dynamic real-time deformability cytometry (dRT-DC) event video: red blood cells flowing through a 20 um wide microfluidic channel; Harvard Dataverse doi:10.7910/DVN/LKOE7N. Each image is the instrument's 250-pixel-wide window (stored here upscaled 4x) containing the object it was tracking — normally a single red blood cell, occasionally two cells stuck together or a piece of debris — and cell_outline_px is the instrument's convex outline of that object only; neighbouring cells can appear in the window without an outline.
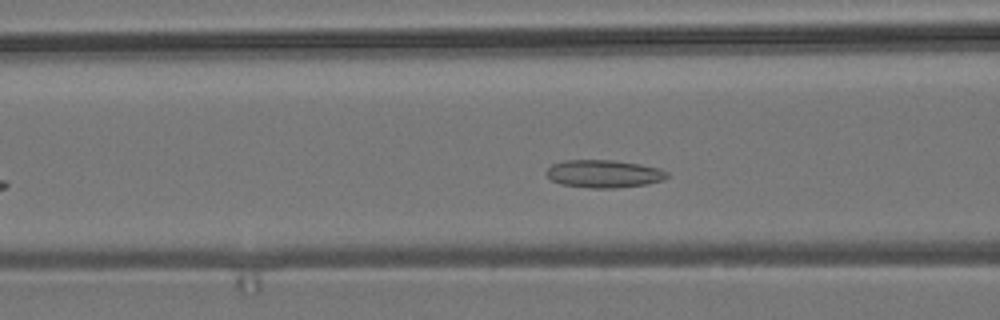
{"species": "common noctule bat (a hibernating species)", "species_latin": "Nyctalus noctula", "temperature_condition": "room temperature", "stored_images_in_passage": 41, "camera_frame_rate_fps": 3000, "um_per_image_px": 0.085, "animal": {"sex": "male", "body_mass_g": 19.2, "forearm_length_mm": 51.8}, "frame": {"image": 1, "passage_image": 16, "time_ms": 5.0, "image_size_px": [1000, 320], "cell_outline_px": [[668, 176], [664, 180], [648, 184], [616, 188], [592, 188], [560, 184], [552, 180], [548, 176], [548, 168], [552, 164], [564, 160], [616, 160], [640, 164], [660, 168], [668, 172]], "centroid_in_image_um": [51.37, 14.77], "position_along_channel_um": 115.2, "area_um2": 19.59}}
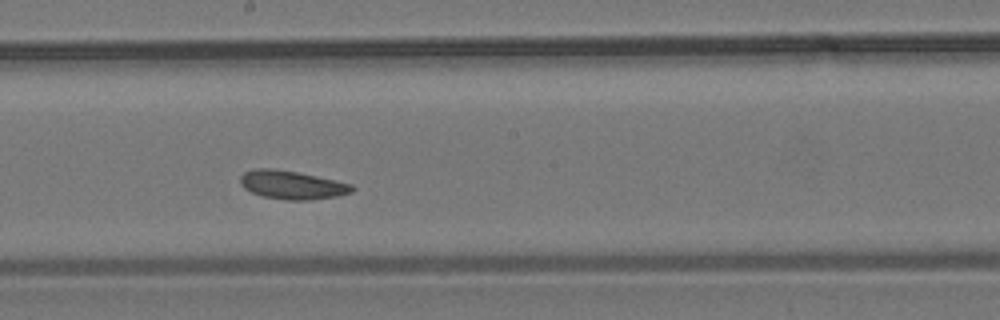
{"frame": {"image": 2, "passage_image": 25, "time_ms": 8.0, "image_size_px": [1000, 320], "cell_outline_px": [[356, 188], [352, 192], [340, 196], [312, 200], [284, 200], [264, 196], [252, 192], [244, 188], [240, 184], [240, 176], [244, 172], [256, 168], [272, 168], [296, 172], [352, 184]], "centroid_in_image_um": [24.83, 15.73], "position_along_channel_um": 223.4, "area_um2": 18.55}}
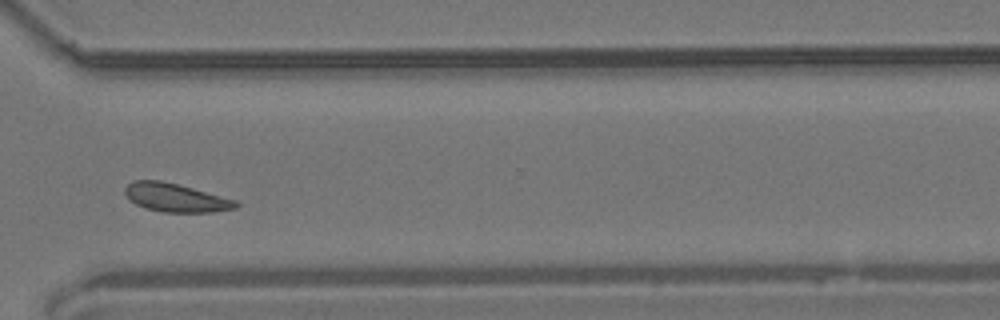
{"frame": {"image": 3, "passage_image": 36, "time_ms": 11.667, "image_size_px": [1000, 320], "cell_outline_px": [[240, 204], [236, 208], [212, 212], [164, 212], [144, 208], [136, 204], [124, 192], [124, 188], [132, 180], [160, 180], [192, 188], [236, 200]], "centroid_in_image_um": [14.93, 16.8], "position_along_channel_um": 355.7, "area_um2": 18.21}, "authors_computed_cell_mechanics": {"area_um2": 18.7272, "velocity_mm_per_s": 3.6099, "shape_relaxation_time_tau1_ms": null, "shape_relaxation_time_tau2_ms": 4.6724, "deformation_change_tau1": null, "deformation_change_tau2": 0.0988}}